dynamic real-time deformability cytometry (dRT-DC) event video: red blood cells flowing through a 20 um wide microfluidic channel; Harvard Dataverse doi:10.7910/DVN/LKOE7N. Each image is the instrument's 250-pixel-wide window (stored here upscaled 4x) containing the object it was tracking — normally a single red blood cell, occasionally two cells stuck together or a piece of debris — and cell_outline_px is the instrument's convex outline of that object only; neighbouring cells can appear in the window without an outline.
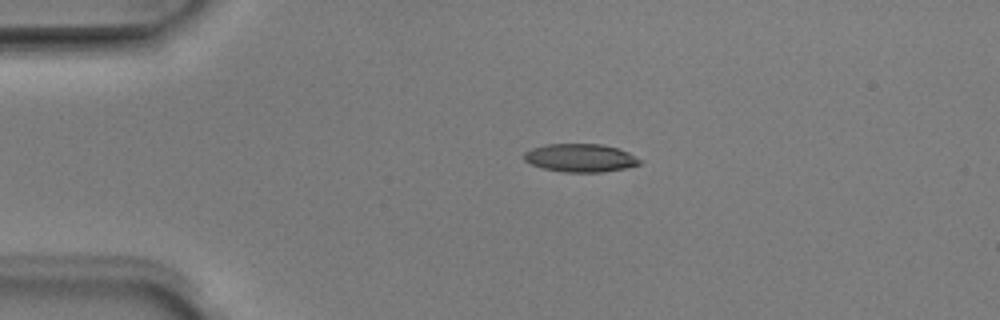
{"species": "Egyptian fruit bat (a non-hibernating species)", "species_latin": "Rousettus aegyptiacus", "temperature_condition": "room temperature", "stored_images_in_passage": 41, "camera_frame_rate_fps": 3000, "um_per_image_px": 0.085, "animal": {"sex": "male"}, "frame": {"image": 1, "passage_image": 1, "time_ms": 0.0, "image_size_px": [1000, 320], "cell_outline_px": [[640, 164], [624, 168], [604, 172], [564, 172], [540, 168], [524, 160], [524, 152], [532, 148], [548, 144], [600, 144], [616, 148], [628, 152], [640, 160]], "centroid_in_image_um": [49.29, 13.42], "position_along_channel_um": 35.7, "area_um2": 18.84}}
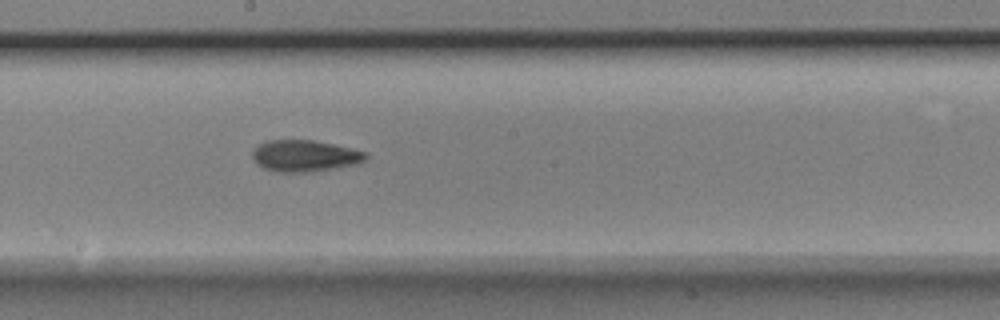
{"frame": {"image": 2, "passage_image": 18, "time_ms": 5.667, "image_size_px": [1000, 320], "cell_outline_px": [[368, 156], [360, 164], [336, 168], [308, 172], [280, 172], [264, 168], [256, 164], [252, 156], [252, 148], [264, 140], [312, 140], [352, 148], [368, 152]], "centroid_in_image_um": [25.9, 13.24], "position_along_channel_um": 222.3, "area_um2": 21.1}}
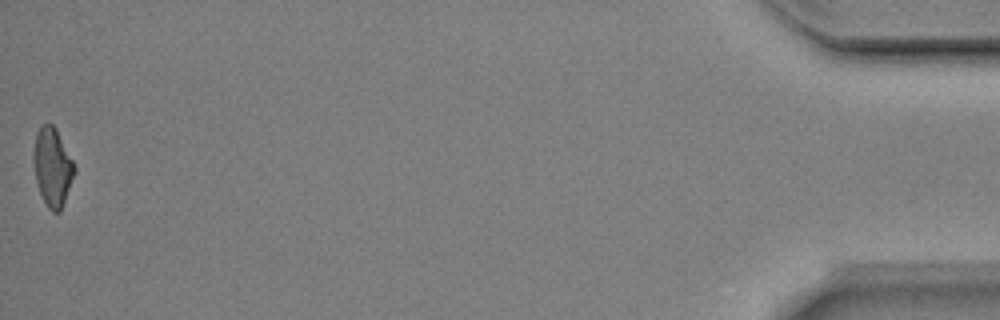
{"frame": {"image": 3, "passage_image": 41, "time_ms": 13.333, "image_size_px": [1000, 320], "cell_outline_px": [[76, 172], [60, 212], [52, 212], [48, 208], [40, 192], [36, 180], [32, 156], [32, 152], [36, 132], [40, 124], [48, 120], [56, 128], [76, 168]], "centroid_in_image_um": [4.44, 14.14], "position_along_channel_um": 430.8, "area_um2": 18.9}, "authors_computed_cell_mechanics": {"area_um2": 19.9988, "velocity_mm_per_s": 3.9737, "shape_relaxation_time_tau1_ms": 3.7665, "shape_relaxation_time_tau2_ms": 3.4711, "deformation_change_tau1": 0.1579, "deformation_change_tau2": 0.107}}